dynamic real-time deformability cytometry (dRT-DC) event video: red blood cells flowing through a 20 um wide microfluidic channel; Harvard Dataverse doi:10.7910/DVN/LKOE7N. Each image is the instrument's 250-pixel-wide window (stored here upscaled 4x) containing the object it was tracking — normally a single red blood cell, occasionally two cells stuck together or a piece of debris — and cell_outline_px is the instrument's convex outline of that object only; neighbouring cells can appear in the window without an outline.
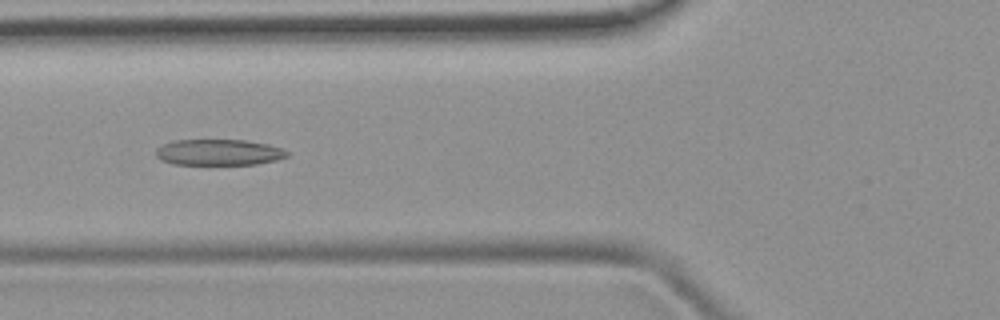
{"species": "common noctule bat (a hibernating species)", "species_latin": "Nyctalus noctula", "temperature_condition": "room temperature", "stored_images_in_passage": 49, "camera_frame_rate_fps": 3000, "um_per_image_px": 0.085, "animal": {"sex": "female", "body_mass_g": 19.9}, "frame": {"image": 1, "passage_image": 19, "time_ms": 6.0, "image_size_px": [1000, 320], "cell_outline_px": [[288, 156], [276, 160], [256, 164], [172, 164], [160, 160], [156, 156], [156, 148], [172, 140], [244, 140], [268, 144], [284, 148], [288, 152]], "centroid_in_image_um": [18.59, 12.94], "position_along_channel_um": 107.2, "area_um2": 19.94}}
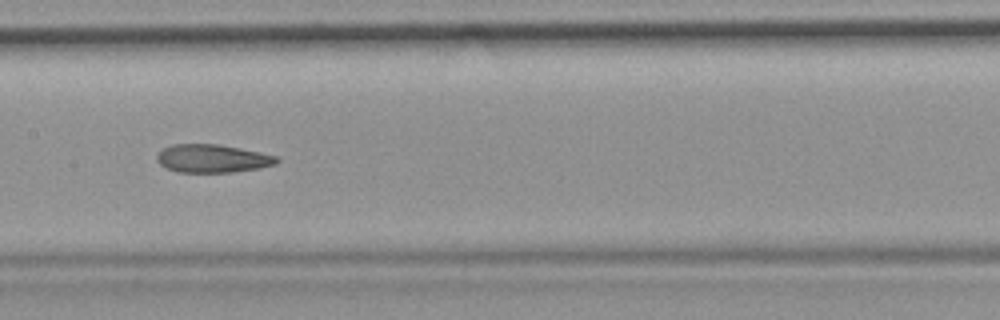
{"frame": {"image": 2, "passage_image": 25, "time_ms": 8.0, "image_size_px": [1000, 320], "cell_outline_px": [[280, 160], [276, 164], [256, 168], [232, 172], [176, 172], [160, 164], [156, 160], [156, 156], [164, 148], [172, 144], [216, 144], [240, 148], [260, 152], [276, 156]], "centroid_in_image_um": [18.04, 13.47], "position_along_channel_um": 189.4, "area_um2": 19.48}}
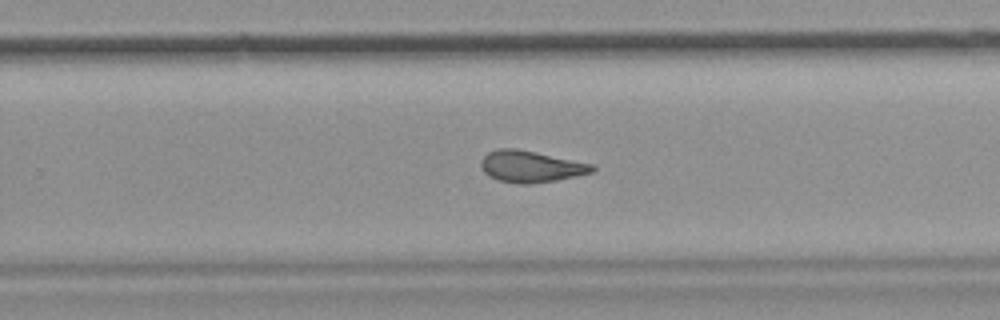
{"frame": {"image": 3, "passage_image": 32, "time_ms": 10.333, "image_size_px": [1000, 320], "cell_outline_px": [[596, 168], [592, 172], [576, 176], [556, 180], [528, 184], [520, 184], [500, 180], [488, 176], [484, 172], [480, 164], [480, 160], [488, 152], [500, 148], [516, 148], [596, 164]], "centroid_in_image_um": [45.14, 14.14], "position_along_channel_um": 284.7, "area_um2": 20.52}}